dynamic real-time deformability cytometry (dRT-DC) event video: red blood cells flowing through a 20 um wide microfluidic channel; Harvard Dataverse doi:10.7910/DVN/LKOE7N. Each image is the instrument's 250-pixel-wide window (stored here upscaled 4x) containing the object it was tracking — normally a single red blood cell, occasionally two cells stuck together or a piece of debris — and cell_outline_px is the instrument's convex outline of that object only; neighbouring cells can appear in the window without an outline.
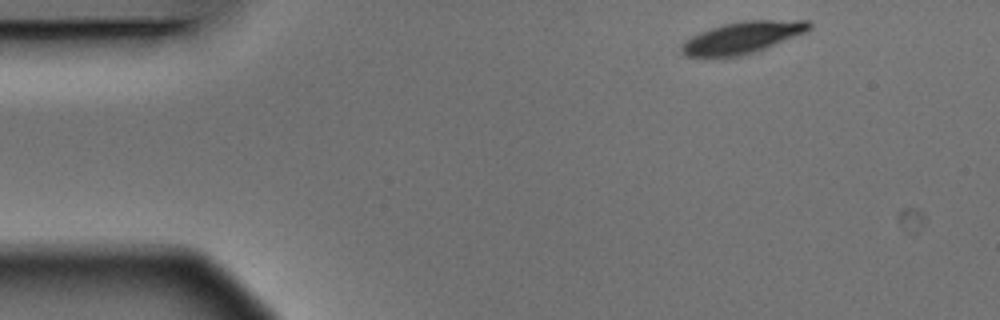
{"species": "Egyptian fruit bat (a non-hibernating species)", "species_latin": "Rousettus aegyptiacus", "temperature_condition": "warm", "stored_images_in_passage": 4, "camera_frame_rate_fps": 3000, "um_per_image_px": 0.085, "animal": {"sex": "male"}, "frame": {"image": 1, "passage_image": 1, "time_ms": 0.0, "image_size_px": [1000, 320], "cell_outline_px": [[812, 28], [804, 32], [764, 48], [740, 56], [684, 56], [680, 48], [680, 44], [692, 36], [700, 32], [724, 24], [744, 20], [808, 20], [812, 24]], "centroid_in_image_um": [63.09, 3.17], "position_along_channel_um": 21.9, "area_um2": 23.12}}
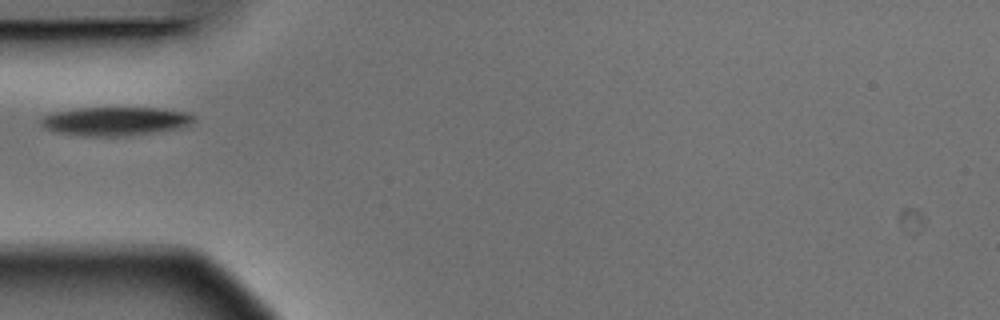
{"frame": {"image": 2, "passage_image": 4, "time_ms": 1.0, "image_size_px": [1000, 320], "cell_outline_px": [[196, 120], [180, 128], [128, 136], [88, 136], [56, 132], [44, 128], [40, 124], [40, 120], [44, 116], [56, 112], [76, 108], [156, 108], [188, 112], [196, 116]], "centroid_in_image_um": [9.82, 10.3], "position_along_channel_um": 75.2, "area_um2": 25.49}}